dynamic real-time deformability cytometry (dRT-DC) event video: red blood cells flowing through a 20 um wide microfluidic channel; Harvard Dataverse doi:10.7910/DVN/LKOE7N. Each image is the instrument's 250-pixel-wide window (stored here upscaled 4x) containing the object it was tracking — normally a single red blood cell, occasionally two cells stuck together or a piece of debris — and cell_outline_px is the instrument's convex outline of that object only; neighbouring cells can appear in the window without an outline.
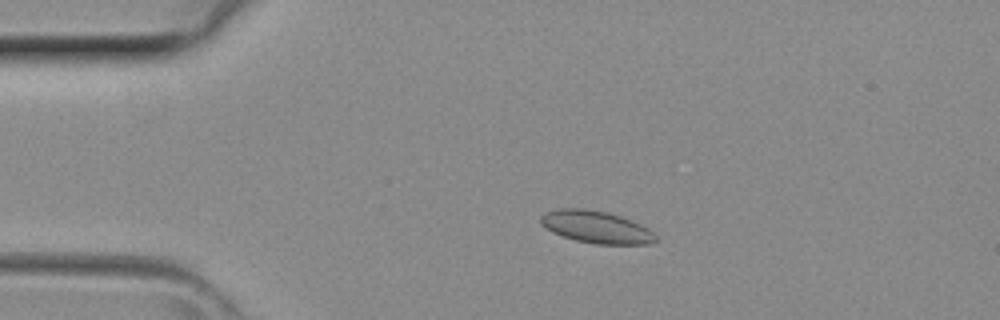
{"species": "common noctule bat (a hibernating species)", "species_latin": "Nyctalus noctula", "temperature_condition": "room temperature", "stored_images_in_passage": 42, "camera_frame_rate_fps": 3000, "um_per_image_px": 0.085, "animal": {"sex": "female", "body_mass_g": 29.2, "forearm_length_mm": 56.3}, "frame": {"image": 1, "passage_image": 9, "time_ms": 2.667, "image_size_px": [1000, 320], "cell_outline_px": [[660, 240], [648, 244], [596, 244], [576, 240], [552, 232], [540, 224], [540, 216], [544, 212], [556, 208], [584, 208], [608, 212], [632, 220], [648, 228]], "centroid_in_image_um": [50.67, 19.28], "position_along_channel_um": 34.3, "area_um2": 21.79}}
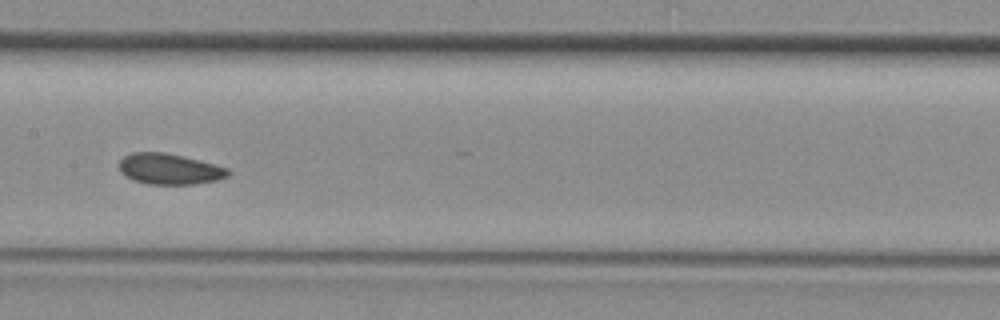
{"frame": {"image": 2, "passage_image": 21, "time_ms": 6.667, "image_size_px": [1000, 320], "cell_outline_px": [[232, 172], [228, 176], [216, 180], [192, 184], [148, 184], [132, 180], [124, 176], [120, 172], [120, 160], [124, 156], [132, 152], [164, 152], [184, 156], [228, 168]], "centroid_in_image_um": [14.39, 14.36], "position_along_channel_um": 193.0, "area_um2": 19.59}}
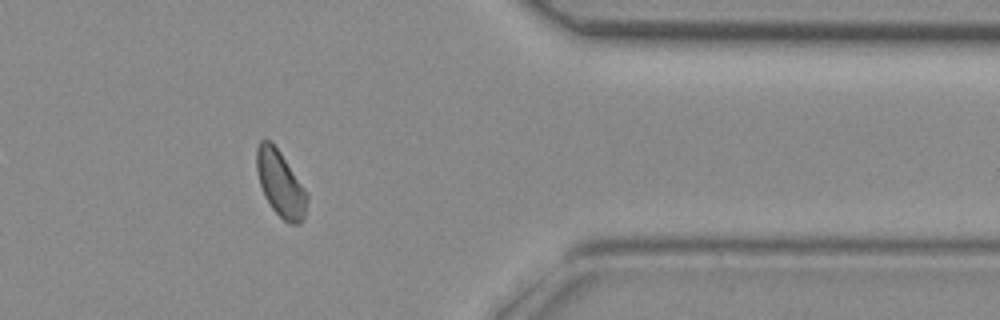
{"frame": {"image": 3, "passage_image": 34, "time_ms": 11.0, "image_size_px": [1000, 320], "cell_outline_px": [[308, 200], [304, 220], [300, 224], [292, 224], [284, 220], [272, 208], [264, 196], [260, 184], [256, 168], [256, 148], [260, 140], [268, 140], [280, 152], [308, 192]], "centroid_in_image_um": [23.85, 15.64], "position_along_channel_um": 387.5, "area_um2": 19.36}}